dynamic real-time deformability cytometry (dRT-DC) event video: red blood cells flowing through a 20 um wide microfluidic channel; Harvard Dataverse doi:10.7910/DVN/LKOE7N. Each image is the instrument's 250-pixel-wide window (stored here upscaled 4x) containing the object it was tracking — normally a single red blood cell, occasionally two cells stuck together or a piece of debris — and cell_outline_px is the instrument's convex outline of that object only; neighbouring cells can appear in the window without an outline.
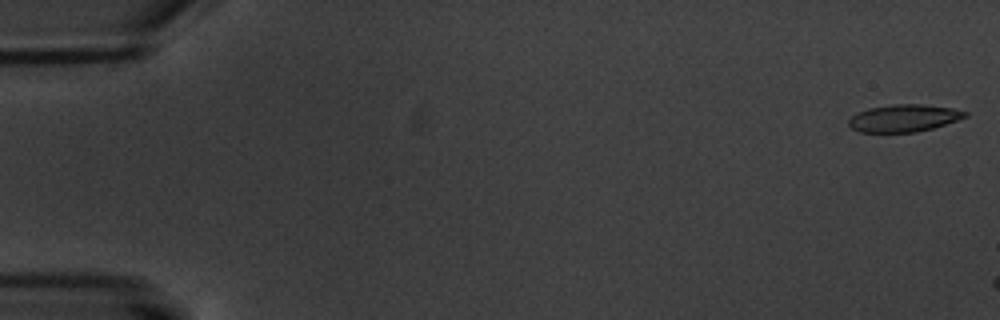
{"species": "common noctule bat (a hibernating species)", "species_latin": "Nyctalus noctula", "temperature_condition": "warm", "stored_images_in_passage": 3, "camera_frame_rate_fps": 3000, "um_per_image_px": 0.085, "animal": {"sex": "male", "body_mass_g": 20.1, "forearm_length_mm": 53.5}, "frame": {"image": 1, "passage_image": 1, "time_ms": 0.0, "image_size_px": [1000, 320], "cell_outline_px": [[968, 116], [932, 128], [916, 132], [860, 132], [852, 128], [848, 124], [848, 120], [856, 112], [868, 108], [896, 104], [920, 104], [952, 108], [968, 112]], "centroid_in_image_um": [76.8, 10.04], "position_along_channel_um": 8.2, "area_um2": 18.38}}